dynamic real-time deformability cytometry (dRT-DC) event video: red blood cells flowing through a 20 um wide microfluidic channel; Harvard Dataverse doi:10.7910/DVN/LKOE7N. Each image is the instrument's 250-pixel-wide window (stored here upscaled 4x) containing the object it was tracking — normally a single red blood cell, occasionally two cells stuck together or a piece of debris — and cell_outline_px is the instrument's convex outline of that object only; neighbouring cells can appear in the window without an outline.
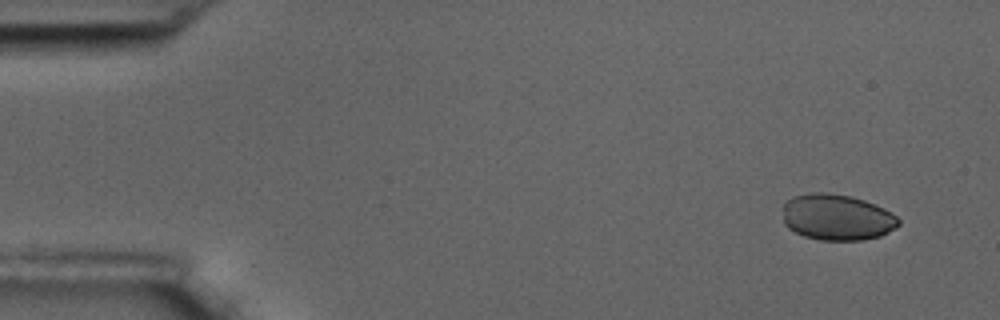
{"species": "common noctule bat (a hibernating species)", "species_latin": "Nyctalus noctula", "temperature_condition": "room temperature", "stored_images_in_passage": 4, "camera_frame_rate_fps": 3000, "um_per_image_px": 0.085, "animal": {"sex": "male", "body_mass_g": 17.5, "forearm_length_mm": 52.3}, "frame": {"image": 1, "passage_image": 1, "time_ms": 0.0, "image_size_px": [1000, 320], "cell_outline_px": [[900, 224], [896, 228], [880, 236], [864, 240], [820, 240], [804, 236], [788, 228], [784, 224], [784, 204], [792, 196], [812, 192], [824, 192], [852, 196], [864, 200], [884, 208], [892, 212], [900, 220]], "centroid_in_image_um": [71.16, 18.46], "position_along_channel_um": 13.8, "area_um2": 31.27}}